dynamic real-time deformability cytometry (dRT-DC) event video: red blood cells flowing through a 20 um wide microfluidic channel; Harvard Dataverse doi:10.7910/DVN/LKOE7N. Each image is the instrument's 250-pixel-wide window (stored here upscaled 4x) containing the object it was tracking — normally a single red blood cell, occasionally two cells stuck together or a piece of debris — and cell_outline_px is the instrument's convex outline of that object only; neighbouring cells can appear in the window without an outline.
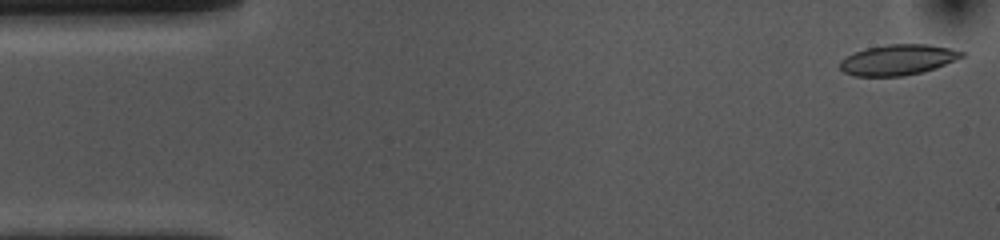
{"species": "common noctule bat (a hibernating species)", "species_latin": "Nyctalus noctula", "temperature_condition": "cold", "stored_images_in_passage": 53, "camera_frame_rate_fps": 3000, "um_per_image_px": 0.085, "animal": {"sex": "female", "body_mass_g": 10.0, "forearm_length_mm": 53.1}, "frame": {"image": 1, "passage_image": 1, "time_ms": 0.0, "image_size_px": [1000, 240], "cell_outline_px": [[964, 56], [956, 60], [936, 68], [904, 76], [856, 76], [844, 72], [840, 68], [840, 60], [856, 52], [868, 48], [888, 44], [928, 44], [948, 48], [964, 52]], "centroid_in_image_um": [76.33, 5.09], "position_along_channel_um": 8.7, "area_um2": 21.44}}
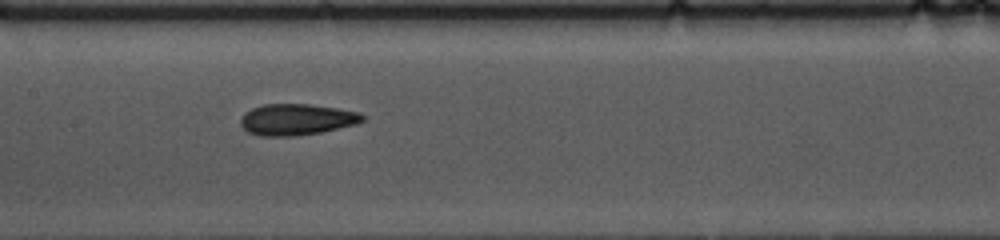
{"frame": {"image": 2, "passage_image": 24, "time_ms": 7.667, "image_size_px": [1000, 240], "cell_outline_px": [[364, 120], [356, 124], [320, 132], [292, 136], [260, 136], [248, 132], [240, 124], [240, 120], [244, 112], [252, 108], [264, 104], [308, 104], [336, 108], [360, 112], [364, 116]], "centroid_in_image_um": [25.19, 10.15], "position_along_channel_um": 182.2, "area_um2": 22.14}}
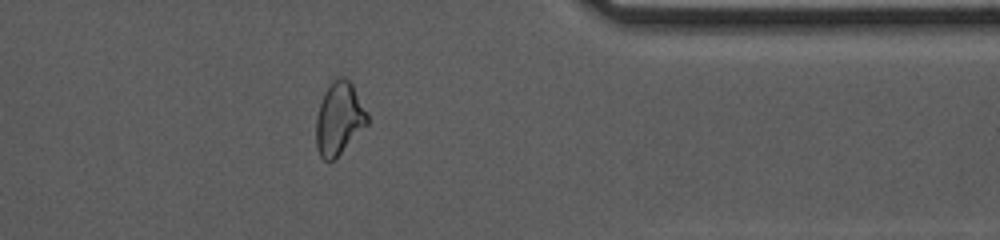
{"frame": {"image": 3, "passage_image": 42, "time_ms": 13.667, "image_size_px": [1000, 240], "cell_outline_px": [[368, 124], [332, 160], [324, 160], [320, 156], [316, 148], [316, 116], [324, 92], [340, 76], [344, 76], [352, 84], [368, 112]], "centroid_in_image_um": [28.82, 10.07], "position_along_channel_um": 382.6, "area_um2": 21.27}, "authors_computed_cell_mechanics": {"area_um2": 22.0218, "velocity_mm_per_s": 3.6433, "shape_relaxation_time_tau1_ms": 8.1374, "shape_relaxation_time_tau2_ms": 3.1227, "deformation_change_tau1": 0.1692, "deformation_change_tau2": 0.0987}}